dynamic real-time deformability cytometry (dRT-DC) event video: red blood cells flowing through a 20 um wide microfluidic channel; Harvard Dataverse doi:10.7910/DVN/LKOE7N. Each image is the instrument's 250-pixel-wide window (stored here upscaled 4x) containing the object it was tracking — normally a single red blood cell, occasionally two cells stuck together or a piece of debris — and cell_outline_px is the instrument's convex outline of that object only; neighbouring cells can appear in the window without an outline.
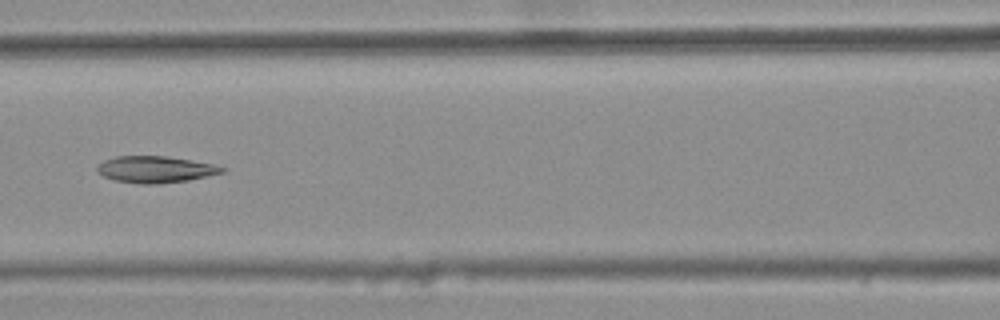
{"species": "common noctule bat (a hibernating species)", "species_latin": "Nyctalus noctula", "temperature_condition": "warm", "stored_images_in_passage": 7, "camera_frame_rate_fps": 3000, "um_per_image_px": 0.085, "animal": {"sex": "female", "body_mass_g": 25.1}, "frame": {"image": 1, "passage_image": 7, "time_ms": 2.0, "image_size_px": [1000, 320], "cell_outline_px": [[228, 168], [224, 172], [208, 176], [188, 180], [152, 184], [140, 184], [116, 180], [104, 176], [96, 172], [96, 168], [104, 160], [116, 156], [168, 156], [216, 164]], "centroid_in_image_um": [13.25, 14.39], "position_along_channel_um": 153.3, "area_um2": 19.42}}